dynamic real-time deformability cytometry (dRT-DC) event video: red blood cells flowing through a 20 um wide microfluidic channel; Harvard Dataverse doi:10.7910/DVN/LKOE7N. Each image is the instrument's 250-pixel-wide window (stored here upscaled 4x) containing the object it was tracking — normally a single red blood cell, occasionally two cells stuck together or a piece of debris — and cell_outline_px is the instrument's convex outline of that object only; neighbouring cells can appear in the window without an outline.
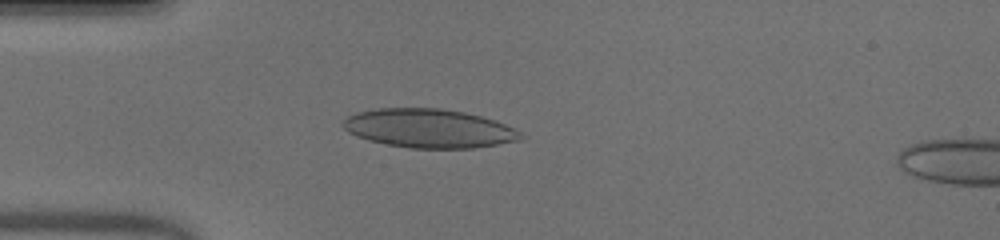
{"species": "human", "species_latin": "Homo sapiens", "temperature_condition": "warm", "stored_images_in_passage": 44, "camera_frame_rate_fps": 3000, "um_per_image_px": 0.085, "donor": {"sex": "male"}, "frame": {"image": 1, "passage_image": 7, "time_ms": 2.0, "image_size_px": [1000, 240], "cell_outline_px": [[524, 136], [516, 140], [496, 144], [472, 148], [412, 148], [388, 144], [368, 140], [356, 136], [348, 132], [340, 124], [348, 116], [356, 112], [376, 108], [440, 108], [464, 112], [480, 116], [504, 124], [520, 132]], "centroid_in_image_um": [36.39, 10.9], "position_along_channel_um": 48.6, "area_um2": 39.82}}
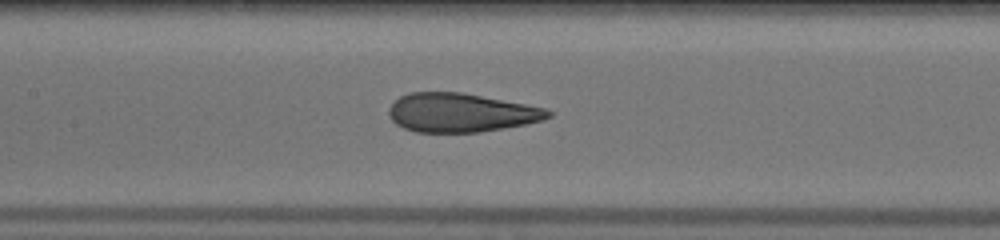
{"frame": {"image": 2, "passage_image": 17, "time_ms": 5.333, "image_size_px": [1000, 240], "cell_outline_px": [[552, 116], [544, 120], [524, 124], [476, 132], [416, 132], [404, 128], [396, 124], [392, 120], [388, 112], [388, 108], [400, 96], [408, 92], [460, 92], [524, 104], [544, 108], [552, 112]], "centroid_in_image_um": [39.13, 9.57], "position_along_channel_um": 168.3, "area_um2": 35.66}}
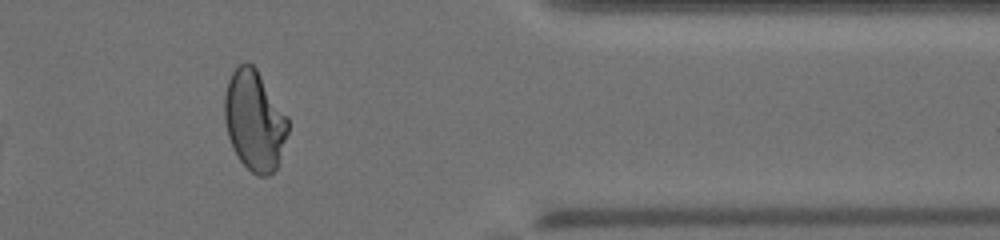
{"frame": {"image": 3, "passage_image": 35, "time_ms": 11.333, "image_size_px": [1000, 240], "cell_outline_px": [[288, 132], [276, 168], [268, 176], [260, 176], [252, 172], [240, 160], [232, 148], [228, 136], [224, 120], [224, 96], [228, 80], [232, 72], [240, 64], [248, 60], [256, 68], [288, 116]], "centroid_in_image_um": [21.62, 10.22], "position_along_channel_um": 389.8, "area_um2": 37.05}}